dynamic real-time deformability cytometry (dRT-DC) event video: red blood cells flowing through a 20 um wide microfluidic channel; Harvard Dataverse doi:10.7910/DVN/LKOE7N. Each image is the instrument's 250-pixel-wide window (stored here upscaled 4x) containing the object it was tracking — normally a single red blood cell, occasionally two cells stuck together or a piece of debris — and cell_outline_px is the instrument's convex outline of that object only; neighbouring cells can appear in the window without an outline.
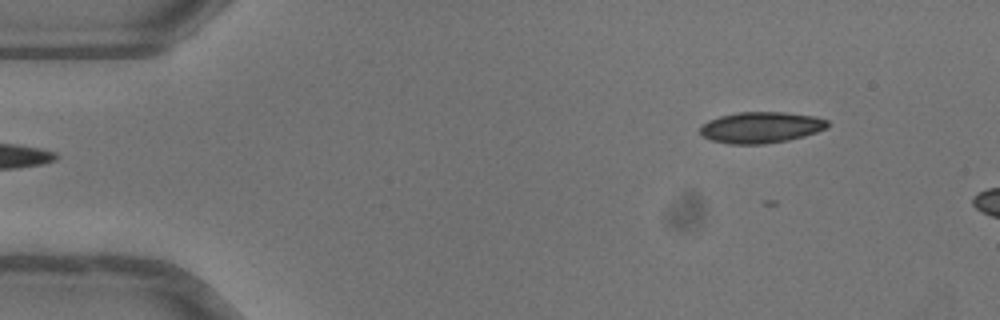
{"species": "common noctule bat (a hibernating species)", "species_latin": "Nyctalus noctula", "temperature_condition": "warm", "stored_images_in_passage": 44, "camera_frame_rate_fps": 3000, "um_per_image_px": 0.085, "animal": {"sex": "female"}, "frame": {"image": 1, "passage_image": 1, "time_ms": 0.0, "image_size_px": [1000, 320], "cell_outline_px": [[828, 128], [804, 136], [788, 140], [764, 144], [732, 144], [712, 140], [704, 136], [700, 132], [700, 124], [708, 120], [720, 116], [736, 112], [784, 112], [812, 116], [828, 120]], "centroid_in_image_um": [64.67, 10.83], "position_along_channel_um": 20.3, "area_um2": 23.12}}
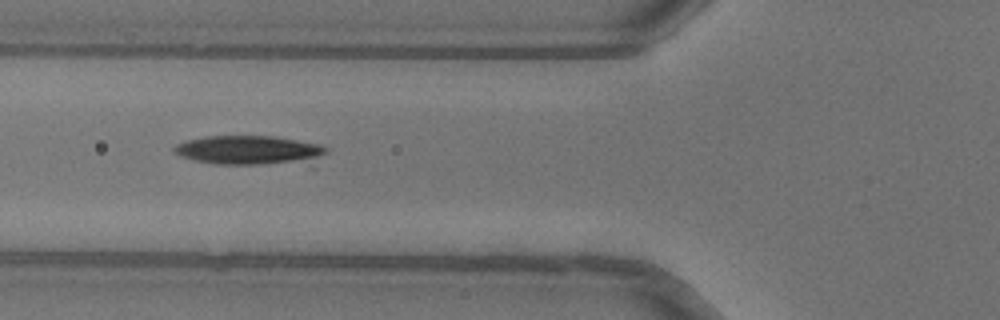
{"frame": {"image": 2, "passage_image": 14, "time_ms": 4.333, "image_size_px": [1000, 320], "cell_outline_px": [[328, 152], [316, 156], [288, 160], [256, 164], [216, 164], [196, 160], [184, 156], [176, 152], [172, 148], [176, 144], [188, 140], [208, 136], [272, 136], [320, 144], [328, 148]], "centroid_in_image_um": [21.01, 12.71], "position_along_channel_um": 104.8, "area_um2": 24.16}}
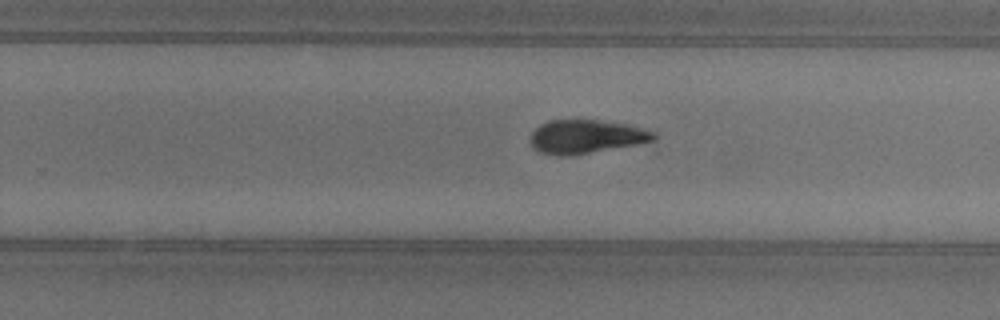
{"frame": {"image": 3, "passage_image": 27, "time_ms": 8.667, "image_size_px": [1000, 320], "cell_outline_px": [[656, 140], [636, 144], [568, 156], [560, 156], [540, 152], [532, 148], [528, 136], [540, 124], [548, 120], [596, 120], [624, 124], [656, 132]], "centroid_in_image_um": [49.75, 11.61], "position_along_channel_um": 280.0, "area_um2": 24.04}}